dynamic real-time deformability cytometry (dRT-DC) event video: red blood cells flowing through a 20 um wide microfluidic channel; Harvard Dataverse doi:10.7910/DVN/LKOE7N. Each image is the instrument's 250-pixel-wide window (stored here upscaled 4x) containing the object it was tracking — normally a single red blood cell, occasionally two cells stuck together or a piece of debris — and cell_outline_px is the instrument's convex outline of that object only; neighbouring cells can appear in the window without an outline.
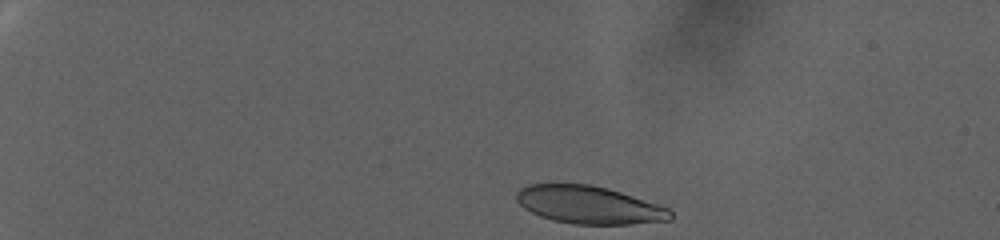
{"species": "human", "species_latin": "Homo sapiens", "temperature_condition": "warm", "stored_images_in_passage": 76, "camera_frame_rate_fps": 3000, "um_per_image_px": 0.085, "donor": {"sex": "female"}, "frame": {"image": 1, "passage_image": 1, "time_ms": 0.0, "image_size_px": [1000, 240], "cell_outline_px": [[672, 220], [632, 224], [572, 224], [552, 220], [540, 216], [524, 208], [516, 200], [516, 192], [520, 188], [528, 184], [588, 184], [608, 188], [668, 208], [672, 212]], "centroid_in_image_um": [50.04, 17.42], "position_along_channel_um": 35.0, "area_um2": 33.76}}
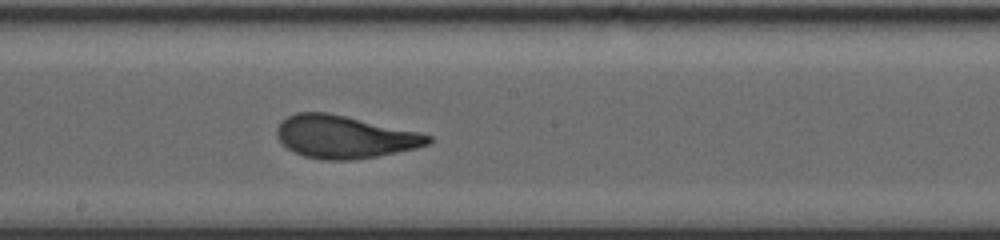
{"frame": {"image": 2, "passage_image": 40, "time_ms": 13.0, "image_size_px": [1000, 240], "cell_outline_px": [[432, 140], [428, 144], [416, 148], [376, 156], [348, 160], [320, 160], [304, 156], [292, 152], [276, 136], [276, 128], [280, 120], [296, 112], [328, 112], [416, 132], [432, 136]], "centroid_in_image_um": [29.2, 11.63], "position_along_channel_um": 219.0, "area_um2": 37.34}}
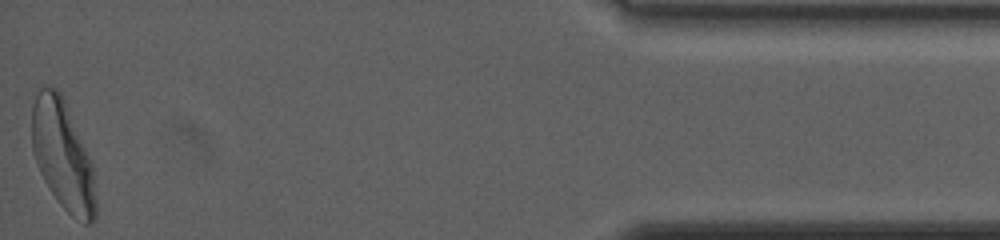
{"frame": {"image": 3, "passage_image": 76, "time_ms": 25.0, "image_size_px": [1000, 240], "cell_outline_px": [[96, 220], [92, 224], [84, 224], [72, 216], [56, 200], [48, 188], [36, 164], [32, 148], [32, 104], [40, 88], [56, 88], [60, 92], [64, 100], [92, 164], [96, 200]], "centroid_in_image_um": [5.33, 13.27], "position_along_channel_um": 429.9, "area_um2": 40.4}, "authors_computed_cell_mechanics": {"area_um2": 37.1654, "velocity_mm_per_s": 2.2735, "shape_relaxation_time_tau1_ms": 7.1315, "shape_relaxation_time_tau2_ms": 1.4566, "deformation_change_tau1": 0.2372, "deformation_change_tau2": 0.0869}}